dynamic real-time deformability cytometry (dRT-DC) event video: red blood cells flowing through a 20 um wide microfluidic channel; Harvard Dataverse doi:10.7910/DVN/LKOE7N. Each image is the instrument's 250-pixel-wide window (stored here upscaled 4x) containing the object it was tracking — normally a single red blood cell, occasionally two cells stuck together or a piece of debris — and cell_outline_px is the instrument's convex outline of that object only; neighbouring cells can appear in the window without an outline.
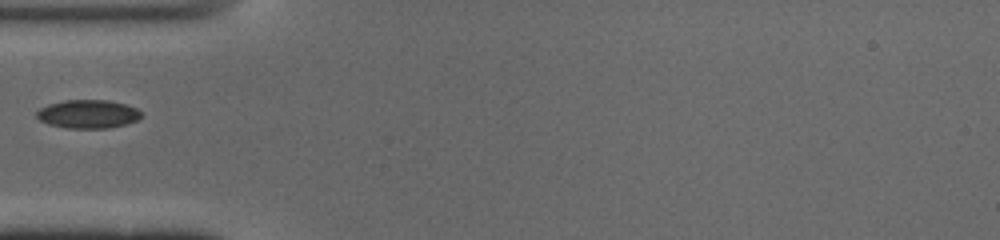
{"species": "common noctule bat (a hibernating species)", "species_latin": "Nyctalus noctula", "temperature_condition": "cold", "stored_images_in_passage": 36, "camera_frame_rate_fps": 3000, "um_per_image_px": 0.085, "animal": {"sex": "male", "body_mass_g": 19.0, "forearm_length_mm": 50.8}, "frame": {"image": 1, "passage_image": 1, "time_ms": 0.0, "image_size_px": [1000, 240], "cell_outline_px": [[144, 116], [136, 120], [124, 124], [108, 128], [68, 128], [48, 124], [40, 120], [36, 116], [36, 112], [40, 108], [48, 104], [64, 100], [108, 100], [124, 104], [136, 108]], "centroid_in_image_um": [7.46, 9.69], "position_along_channel_um": 77.5, "area_um2": 17.28}}
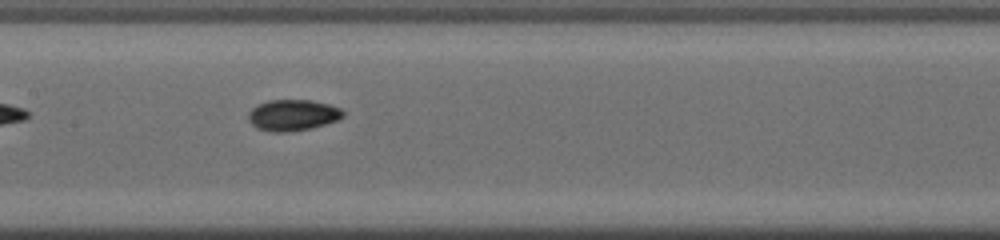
{"frame": {"image": 2, "passage_image": 9, "time_ms": 2.667, "image_size_px": [1000, 240], "cell_outline_px": [[344, 116], [340, 120], [312, 128], [288, 132], [268, 132], [256, 128], [248, 120], [248, 112], [256, 104], [268, 100], [312, 100], [328, 104], [340, 108], [344, 112]], "centroid_in_image_um": [24.87, 9.79], "position_along_channel_um": 182.5, "area_um2": 17.51}}
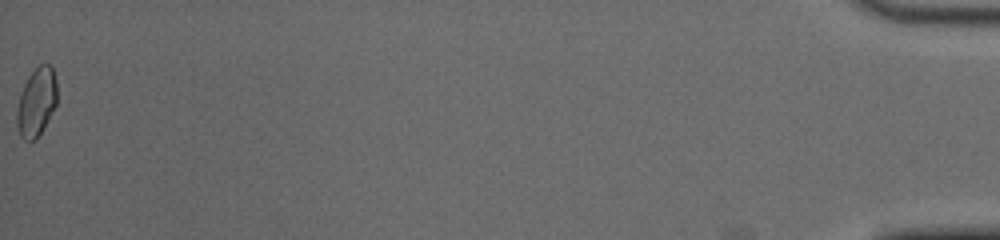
{"frame": {"image": 3, "passage_image": 36, "time_ms": 11.667, "image_size_px": [1000, 240], "cell_outline_px": [[56, 104], [44, 128], [36, 140], [24, 140], [20, 136], [16, 124], [16, 108], [20, 92], [28, 76], [40, 64], [48, 64], [52, 68], [56, 80]], "centroid_in_image_um": [3.07, 8.7], "position_along_channel_um": 432.1, "area_um2": 16.13}}